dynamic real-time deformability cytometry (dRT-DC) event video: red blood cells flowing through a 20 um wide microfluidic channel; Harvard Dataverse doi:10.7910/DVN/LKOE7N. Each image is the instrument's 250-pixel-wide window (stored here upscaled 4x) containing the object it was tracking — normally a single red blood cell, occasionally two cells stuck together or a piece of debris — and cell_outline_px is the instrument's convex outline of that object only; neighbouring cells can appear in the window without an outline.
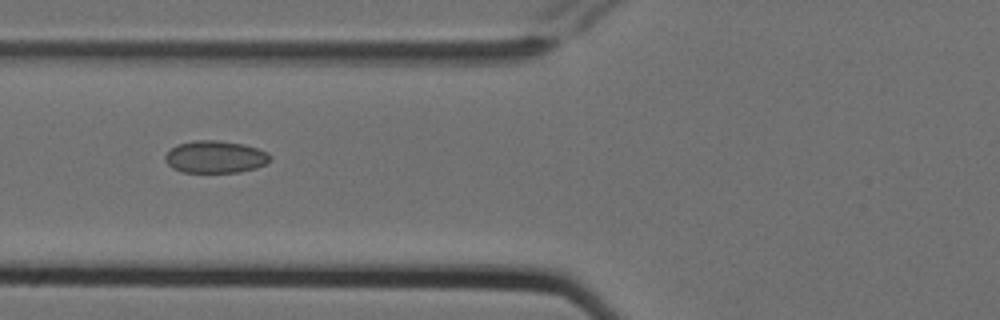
{"species": "Egyptian fruit bat (a non-hibernating species)", "species_latin": "Rousettus aegyptiacus", "temperature_condition": "cold", "stored_images_in_passage": 3, "camera_frame_rate_fps": 3000, "um_per_image_px": 0.085, "animal": {"sex": "female"}, "frame": {"image": 1, "passage_image": 2, "time_ms": 0.333, "image_size_px": [1000, 320], "cell_outline_px": [[272, 156], [264, 164], [256, 168], [240, 172], [180, 172], [172, 168], [164, 160], [164, 156], [176, 144], [192, 140], [216, 140], [244, 144], [268, 152]], "centroid_in_image_um": [18.27, 13.33], "position_along_channel_um": 107.5, "area_um2": 19.83}}
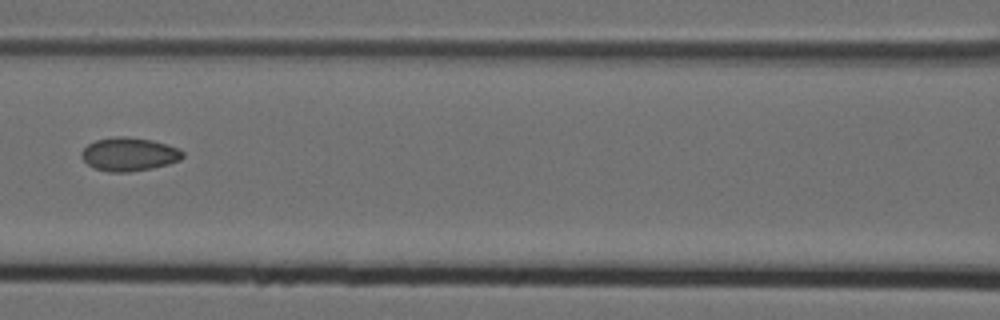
{"frame": {"image": 2, "passage_image": 3, "time_ms": 0.667, "image_size_px": [1000, 320], "cell_outline_px": [[184, 156], [180, 160], [168, 164], [152, 168], [128, 172], [108, 172], [96, 168], [88, 164], [80, 156], [80, 152], [88, 144], [96, 140], [116, 136], [124, 136], [152, 140], [180, 148], [184, 152]], "centroid_in_image_um": [10.98, 13.1], "position_along_channel_um": 155.6, "area_um2": 19.77}}